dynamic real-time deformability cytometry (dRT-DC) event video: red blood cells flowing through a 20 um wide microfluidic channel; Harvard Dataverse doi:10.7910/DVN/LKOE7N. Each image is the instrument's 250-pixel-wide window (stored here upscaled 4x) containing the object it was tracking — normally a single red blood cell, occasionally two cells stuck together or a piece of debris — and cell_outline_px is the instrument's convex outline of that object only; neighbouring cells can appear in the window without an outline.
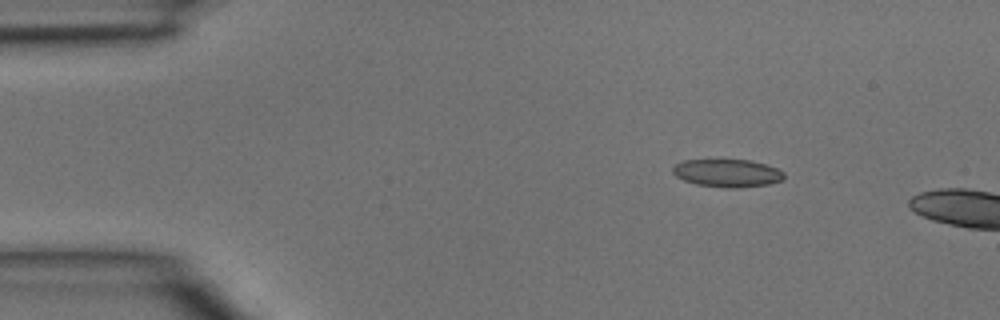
{"species": "common noctule bat (a hibernating species)", "species_latin": "Nyctalus noctula", "temperature_condition": "room temperature", "stored_images_in_passage": 2, "camera_frame_rate_fps": 3000, "um_per_image_px": 0.085, "animal": {"sex": "male", "body_mass_g": 15.6}, "frame": {"image": 1, "passage_image": 1, "time_ms": 0.0, "image_size_px": [1000, 320], "cell_outline_px": [[784, 180], [768, 184], [736, 188], [728, 188], [696, 184], [684, 180], [676, 176], [672, 172], [672, 168], [676, 164], [684, 160], [752, 160], [776, 168], [784, 172]], "centroid_in_image_um": [61.83, 14.71], "position_along_channel_um": 23.2, "area_um2": 17.98}}